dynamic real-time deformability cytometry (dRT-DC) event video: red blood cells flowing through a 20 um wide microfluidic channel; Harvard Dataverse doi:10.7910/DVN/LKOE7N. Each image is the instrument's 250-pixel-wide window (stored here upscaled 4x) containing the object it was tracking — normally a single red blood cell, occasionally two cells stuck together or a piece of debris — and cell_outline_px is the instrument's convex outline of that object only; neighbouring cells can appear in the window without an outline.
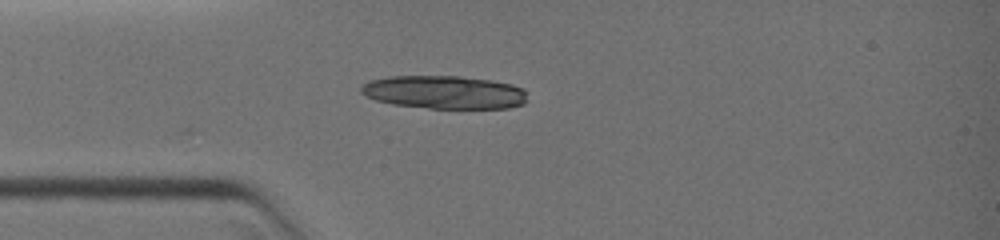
{"species": "common noctule bat (a hibernating species)", "species_latin": "Nyctalus noctula", "temperature_condition": "warm", "stored_images_in_passage": 14, "camera_frame_rate_fps": 3000, "um_per_image_px": 0.085, "animal": {"sex": "female", "body_mass_g": 19.0, "forearm_length_mm": 51.5}, "frame": {"image": 1, "passage_image": 1, "time_ms": 0.0, "image_size_px": [1000, 240], "cell_outline_px": [[528, 100], [524, 104], [508, 108], [428, 108], [392, 104], [376, 100], [364, 96], [360, 92], [360, 88], [368, 80], [388, 76], [456, 76], [492, 80], [512, 84], [524, 88]], "centroid_in_image_um": [37.76, 7.84], "position_along_channel_um": 47.2, "area_um2": 32.43}}